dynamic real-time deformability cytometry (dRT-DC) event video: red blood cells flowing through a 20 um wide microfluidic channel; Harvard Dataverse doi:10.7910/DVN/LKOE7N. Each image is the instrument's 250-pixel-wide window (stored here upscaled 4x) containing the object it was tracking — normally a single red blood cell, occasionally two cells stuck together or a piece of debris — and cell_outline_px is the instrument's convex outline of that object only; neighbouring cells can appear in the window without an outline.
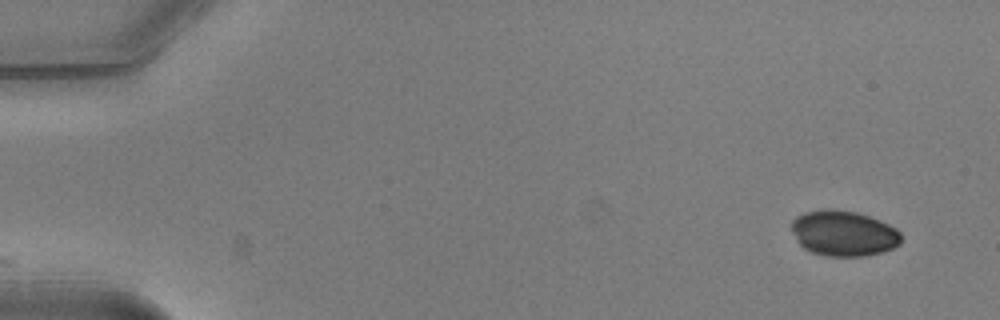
{"species": "common noctule bat (a hibernating species)", "species_latin": "Nyctalus noctula", "temperature_condition": "warm", "stored_images_in_passage": 48, "camera_frame_rate_fps": 3000, "um_per_image_px": 0.085, "animal": {"sex": "male", "body_mass_g": 20.5, "forearm_length_mm": 52.5}, "frame": {"image": 1, "passage_image": 1, "time_ms": 0.0, "image_size_px": [1000, 320], "cell_outline_px": [[900, 244], [884, 252], [864, 256], [824, 256], [812, 252], [804, 248], [796, 240], [792, 232], [792, 220], [796, 216], [804, 212], [856, 212], [880, 220], [896, 228], [900, 232]], "centroid_in_image_um": [71.72, 19.88], "position_along_channel_um": 13.3, "area_um2": 28.44}}
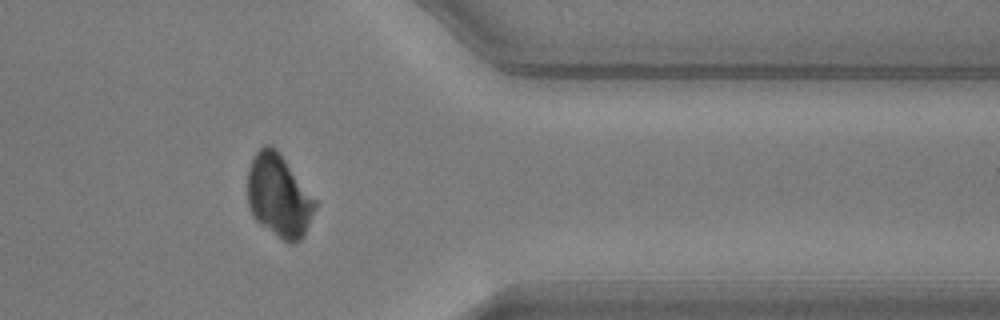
{"frame": {"image": 2, "passage_image": 40, "time_ms": 13.0, "image_size_px": [1000, 320], "cell_outline_px": [[316, 208], [304, 236], [300, 240], [292, 244], [284, 240], [260, 224], [252, 216], [248, 204], [248, 168], [256, 152], [264, 144], [272, 144], [276, 148], [316, 200]], "centroid_in_image_um": [23.7, 16.64], "position_along_channel_um": 387.7, "area_um2": 32.48}}
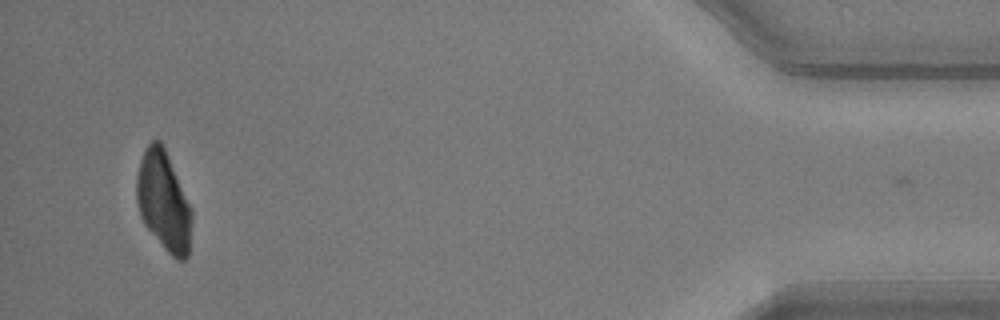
{"frame": {"image": 3, "passage_image": 47, "time_ms": 15.333, "image_size_px": [1000, 320], "cell_outline_px": [[192, 220], [188, 256], [184, 260], [176, 260], [164, 248], [144, 224], [140, 216], [136, 200], [136, 176], [140, 160], [148, 144], [152, 140], [160, 140], [168, 156], [192, 212]], "centroid_in_image_um": [13.88, 17.13], "position_along_channel_um": 421.3, "area_um2": 31.56}}